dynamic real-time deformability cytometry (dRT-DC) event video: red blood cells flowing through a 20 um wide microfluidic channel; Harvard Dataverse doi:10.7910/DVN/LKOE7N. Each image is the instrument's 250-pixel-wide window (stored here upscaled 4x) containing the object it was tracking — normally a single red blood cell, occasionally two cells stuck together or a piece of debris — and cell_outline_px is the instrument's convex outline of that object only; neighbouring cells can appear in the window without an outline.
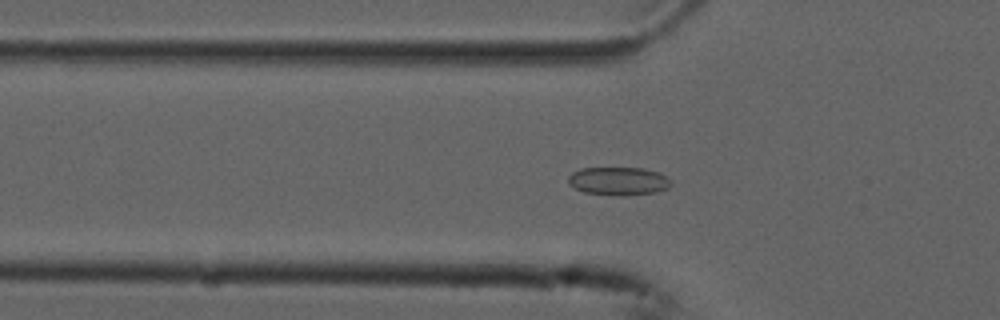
{"species": "common noctule bat (a hibernating species)", "species_latin": "Nyctalus noctula", "temperature_condition": "cold", "stored_images_in_passage": 32, "camera_frame_rate_fps": 3000, "um_per_image_px": 0.085, "animal": {"sex": "male", "forearm_length_mm": 52.5}, "frame": {"image": 1, "passage_image": 17, "time_ms": 5.333, "image_size_px": [1000, 320], "cell_outline_px": [[672, 184], [668, 188], [656, 192], [624, 196], [612, 196], [584, 192], [568, 184], [568, 176], [572, 172], [580, 168], [644, 168], [660, 172], [668, 176], [672, 180]], "centroid_in_image_um": [52.6, 15.39], "position_along_channel_um": 73.2, "area_um2": 17.28}}
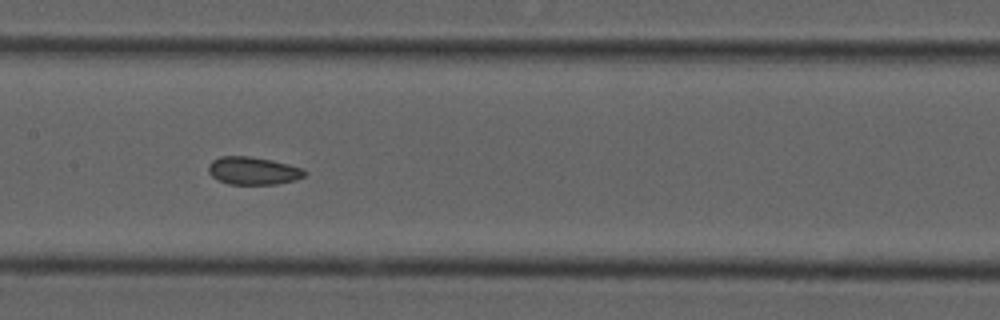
{"frame": {"image": 2, "passage_image": 26, "time_ms": 8.333, "image_size_px": [1000, 320], "cell_outline_px": [[308, 172], [304, 176], [296, 180], [276, 184], [228, 184], [212, 176], [208, 172], [208, 164], [212, 160], [220, 156], [248, 156], [272, 160], [304, 168]], "centroid_in_image_um": [21.53, 14.51], "position_along_channel_um": 185.9, "area_um2": 15.66}}
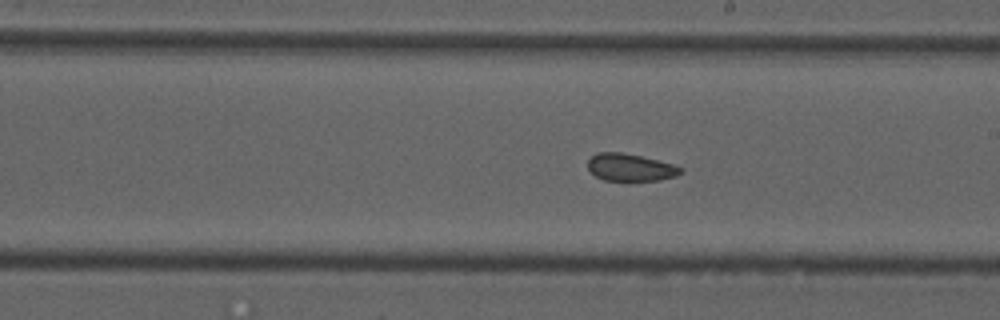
{"frame": {"image": 3, "passage_image": 30, "time_ms": 9.667, "image_size_px": [1000, 320], "cell_outline_px": [[684, 172], [676, 176], [660, 180], [604, 180], [596, 176], [588, 168], [588, 160], [596, 152], [620, 152], [640, 156], [676, 164], [684, 168]], "centroid_in_image_um": [53.63, 14.22], "position_along_channel_um": 235.4, "area_um2": 14.85}}